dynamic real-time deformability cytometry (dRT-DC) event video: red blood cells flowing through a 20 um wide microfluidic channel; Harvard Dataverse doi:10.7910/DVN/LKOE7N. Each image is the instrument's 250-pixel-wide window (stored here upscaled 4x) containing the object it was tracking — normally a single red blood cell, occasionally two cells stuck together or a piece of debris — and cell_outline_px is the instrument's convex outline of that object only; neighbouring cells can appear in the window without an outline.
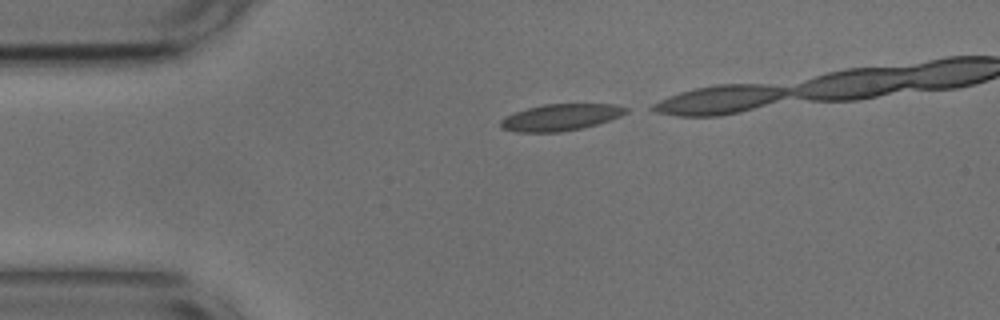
{"species": "common noctule bat (a hibernating species)", "species_latin": "Nyctalus noctula", "temperature_condition": "cold", "stored_images_in_passage": 12, "camera_frame_rate_fps": 3000, "um_per_image_px": 0.085, "animal": {"sex": "male", "body_mass_g": 17.9, "forearm_length_mm": 54.2}, "frame": {"image": 1, "passage_image": 1, "time_ms": 0.0, "image_size_px": [1000, 320], "cell_outline_px": [[628, 112], [620, 116], [584, 128], [560, 132], [516, 132], [500, 128], [500, 120], [504, 116], [528, 108], [544, 104], [612, 104], [628, 108]], "centroid_in_image_um": [47.62, 9.98], "position_along_channel_um": 37.4, "area_um2": 19.42}}